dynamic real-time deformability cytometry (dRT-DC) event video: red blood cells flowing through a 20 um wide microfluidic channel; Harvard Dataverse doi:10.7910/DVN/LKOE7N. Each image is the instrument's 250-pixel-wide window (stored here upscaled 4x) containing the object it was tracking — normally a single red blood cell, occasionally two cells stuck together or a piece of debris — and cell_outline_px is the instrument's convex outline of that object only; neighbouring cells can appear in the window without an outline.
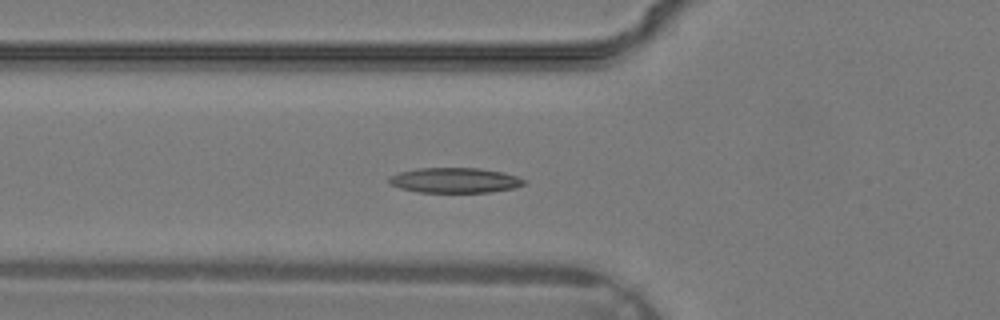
{"species": "common noctule bat (a hibernating species)", "species_latin": "Nyctalus noctula", "temperature_condition": "warm", "stored_images_in_passage": 37, "segment_of_instrument_passage": [1, 2], "camera_frame_rate_fps": 3000, "um_per_image_px": 0.085, "animal": {"sex": "male", "body_mass_g": 19.2, "forearm_length_mm": 51.8}, "frame": {"image": 1, "passage_image": 13, "time_ms": 4.0, "image_size_px": [1000, 320], "cell_outline_px": [[528, 184], [512, 188], [488, 192], [420, 192], [400, 188], [388, 184], [388, 176], [400, 172], [416, 168], [480, 168], [504, 172], [528, 180]], "centroid_in_image_um": [38.67, 15.32], "position_along_channel_um": 87.1, "area_um2": 19.94}}
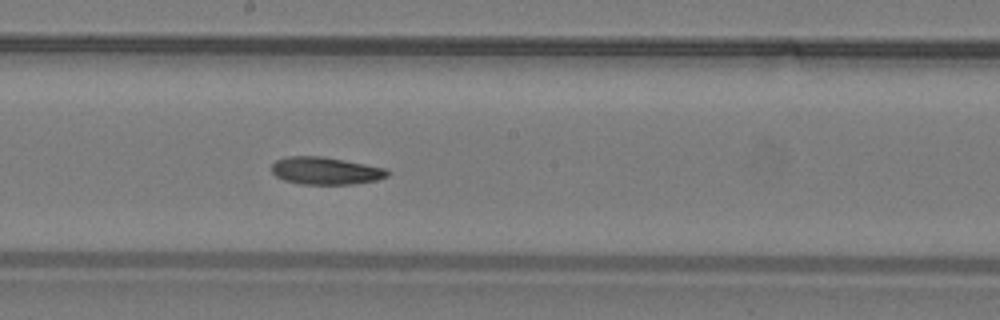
{"frame": {"image": 2, "passage_image": 20, "time_ms": 6.333, "image_size_px": [1000, 320], "cell_outline_px": [[388, 176], [376, 180], [352, 184], [300, 184], [284, 180], [276, 176], [272, 172], [272, 164], [276, 160], [288, 156], [320, 156], [344, 160], [384, 168], [388, 172]], "centroid_in_image_um": [27.63, 14.52], "position_along_channel_um": 220.6, "area_um2": 18.32}}
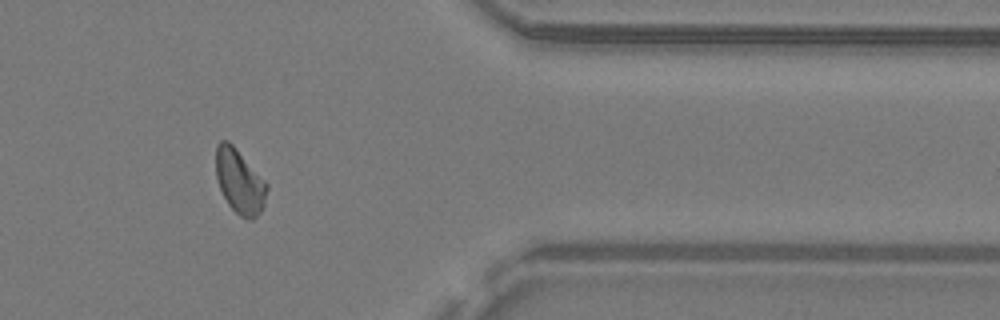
{"frame": {"image": 3, "passage_image": 30, "time_ms": 9.667, "image_size_px": [1000, 320], "cell_outline_px": [[268, 188], [264, 204], [260, 212], [252, 220], [248, 220], [240, 216], [228, 204], [220, 188], [216, 176], [216, 144], [220, 140], [228, 140], [232, 144], [268, 184]], "centroid_in_image_um": [20.36, 15.42], "position_along_channel_um": 391.0, "area_um2": 18.96}}